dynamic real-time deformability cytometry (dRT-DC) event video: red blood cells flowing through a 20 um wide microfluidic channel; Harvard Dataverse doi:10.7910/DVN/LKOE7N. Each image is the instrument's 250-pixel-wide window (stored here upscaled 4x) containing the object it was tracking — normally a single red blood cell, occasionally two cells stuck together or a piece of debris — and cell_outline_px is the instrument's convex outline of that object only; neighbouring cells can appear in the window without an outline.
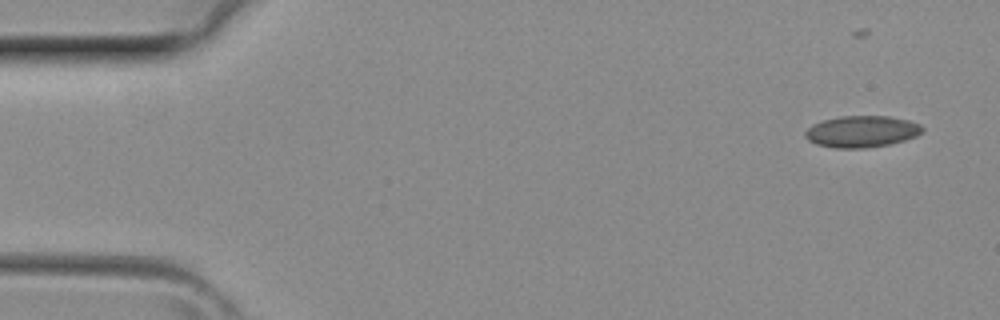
{"species": "common noctule bat (a hibernating species)", "species_latin": "Nyctalus noctula", "temperature_condition": "room temperature", "stored_images_in_passage": 4, "segment_of_instrument_passage": [2, 2], "camera_frame_rate_fps": 3000, "um_per_image_px": 0.085, "animal": {"sex": "female", "body_mass_g": 29.2, "forearm_length_mm": 56.3}, "frame": {"image": 1, "passage_image": 4, "time_ms": 1.0, "image_size_px": [1000, 320], "cell_outline_px": [[924, 132], [916, 136], [904, 140], [888, 144], [864, 148], [836, 148], [816, 144], [808, 140], [804, 136], [804, 132], [812, 124], [824, 120], [840, 116], [888, 116], [908, 120], [920, 124], [924, 128]], "centroid_in_image_um": [73.24, 11.17], "position_along_channel_um": 11.8, "area_um2": 21.56}}